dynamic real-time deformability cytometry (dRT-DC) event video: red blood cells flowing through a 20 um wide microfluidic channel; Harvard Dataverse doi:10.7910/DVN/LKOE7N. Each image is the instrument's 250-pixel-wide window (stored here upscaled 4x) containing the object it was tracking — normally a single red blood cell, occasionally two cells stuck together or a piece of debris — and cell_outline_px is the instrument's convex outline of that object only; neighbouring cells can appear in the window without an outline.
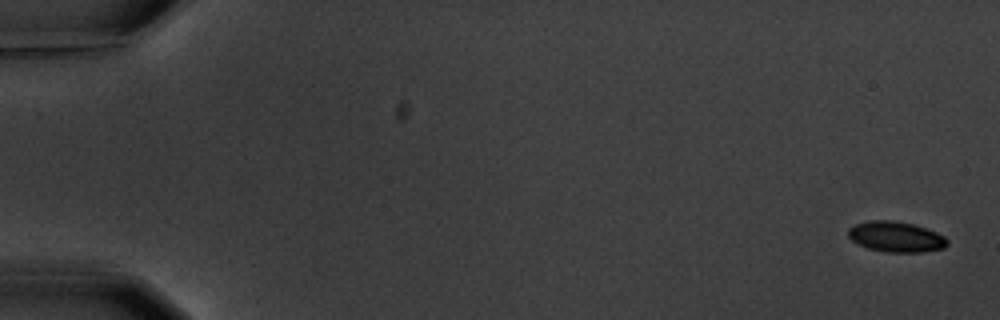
{"species": "common noctule bat (a hibernating species)", "species_latin": "Nyctalus noctula", "temperature_condition": "warm", "stored_images_in_passage": 7, "camera_frame_rate_fps": 3000, "um_per_image_px": 0.085, "animal": {"sex": "male", "body_mass_g": 20.1, "forearm_length_mm": 53.5}, "frame": {"image": 1, "passage_image": 1, "time_ms": 0.0, "image_size_px": [1000, 320], "cell_outline_px": [[948, 244], [944, 248], [920, 252], [888, 252], [868, 248], [852, 240], [848, 236], [848, 228], [856, 224], [868, 220], [892, 220], [912, 224], [928, 228], [944, 236], [948, 240]], "centroid_in_image_um": [76.17, 20.12], "position_along_channel_um": 8.8, "area_um2": 17.57}}
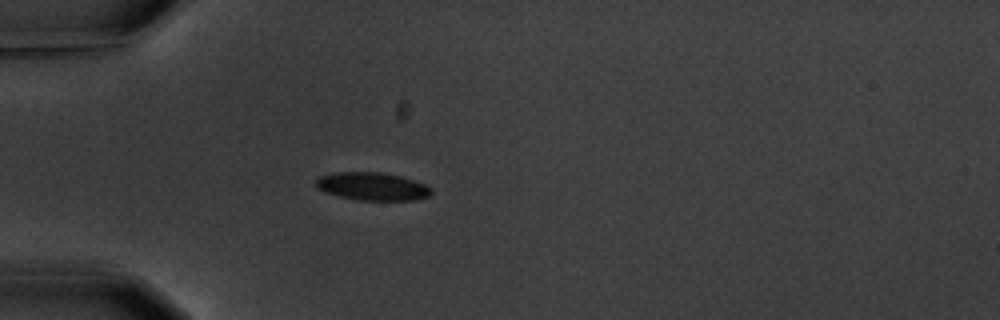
{"frame": {"image": 2, "passage_image": 5, "time_ms": 5.333, "image_size_px": [1000, 320], "cell_outline_px": [[432, 192], [428, 196], [412, 200], [360, 200], [340, 196], [324, 192], [316, 188], [316, 180], [320, 176], [332, 172], [380, 172], [400, 176], [424, 184], [432, 188]], "centroid_in_image_um": [31.61, 15.84], "position_along_channel_um": 53.4, "area_um2": 18.67}}
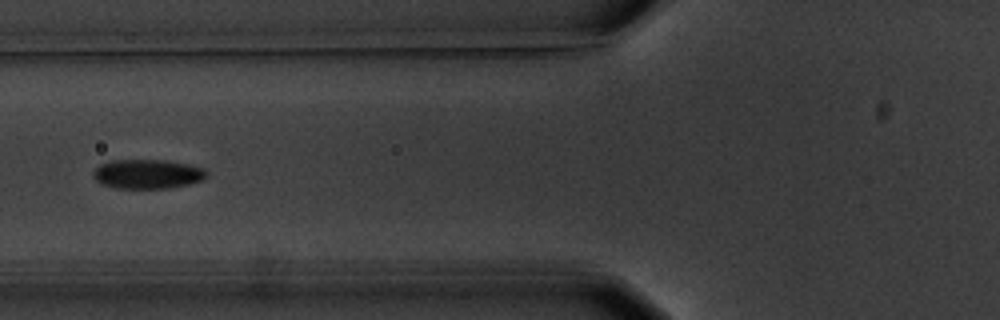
{"frame": {"image": 3, "passage_image": 7, "time_ms": 7.333, "image_size_px": [1000, 320], "cell_outline_px": [[208, 176], [204, 180], [188, 184], [168, 188], [116, 188], [100, 184], [92, 176], [92, 172], [100, 164], [112, 160], [164, 160], [204, 168], [208, 172]], "centroid_in_image_um": [12.52, 14.8], "position_along_channel_um": 113.3, "area_um2": 19.42}}